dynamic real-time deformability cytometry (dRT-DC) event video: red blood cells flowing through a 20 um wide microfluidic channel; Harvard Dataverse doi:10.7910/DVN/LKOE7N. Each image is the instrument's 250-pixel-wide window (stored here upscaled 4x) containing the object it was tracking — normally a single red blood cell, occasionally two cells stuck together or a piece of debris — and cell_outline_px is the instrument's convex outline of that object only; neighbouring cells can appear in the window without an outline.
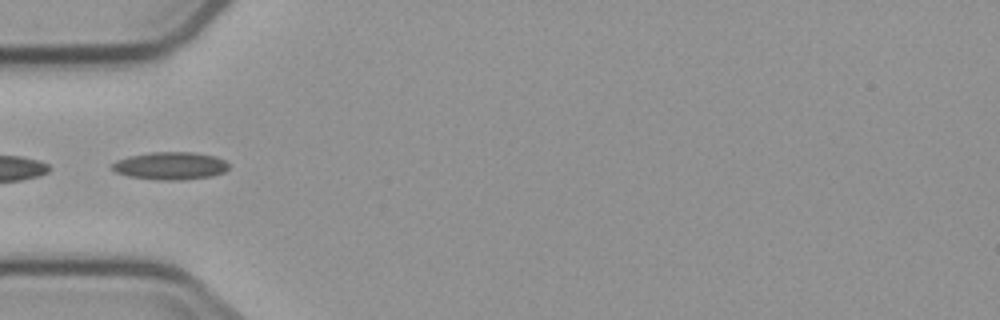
{"species": "common noctule bat (a hibernating species)", "species_latin": "Nyctalus noctula", "temperature_condition": "cold", "stored_images_in_passage": 5, "camera_frame_rate_fps": 3000, "um_per_image_px": 0.085, "animal": {"sex": "male", "body_mass_g": 23.1, "forearm_length_mm": 52.7}, "frame": {"image": 1, "passage_image": 5, "time_ms": 5.0, "image_size_px": [1000, 320], "cell_outline_px": [[228, 168], [224, 172], [212, 176], [184, 180], [156, 180], [128, 176], [116, 172], [112, 168], [112, 164], [116, 160], [128, 156], [152, 152], [192, 152], [212, 156], [224, 160], [228, 164]], "centroid_in_image_um": [14.46, 14.1], "position_along_channel_um": 70.5, "area_um2": 18.79}}